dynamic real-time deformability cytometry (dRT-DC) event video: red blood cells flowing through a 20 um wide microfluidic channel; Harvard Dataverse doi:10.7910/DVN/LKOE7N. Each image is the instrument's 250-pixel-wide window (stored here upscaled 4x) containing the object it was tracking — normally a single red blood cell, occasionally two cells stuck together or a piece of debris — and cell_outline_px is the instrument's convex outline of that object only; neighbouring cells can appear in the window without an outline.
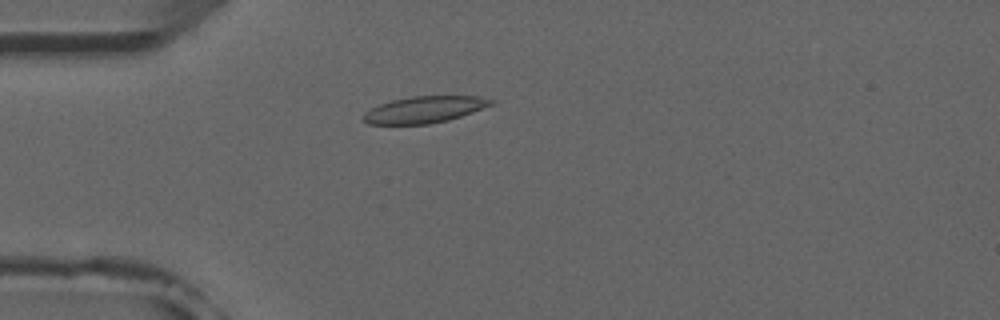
{"species": "common noctule bat (a hibernating species)", "species_latin": "Nyctalus noctula", "temperature_condition": "room temperature", "stored_images_in_passage": 5, "camera_frame_rate_fps": 3000, "um_per_image_px": 0.085, "animal": {"sex": "male", "forearm_length_mm": 52.5}, "frame": {"image": 1, "passage_image": 5, "time_ms": 4.667, "image_size_px": [1000, 320], "cell_outline_px": [[496, 104], [448, 120], [428, 124], [368, 124], [360, 116], [364, 112], [380, 104], [392, 100], [412, 96], [480, 96], [496, 100]], "centroid_in_image_um": [36.1, 9.31], "position_along_channel_um": 48.9, "area_um2": 19.88}}